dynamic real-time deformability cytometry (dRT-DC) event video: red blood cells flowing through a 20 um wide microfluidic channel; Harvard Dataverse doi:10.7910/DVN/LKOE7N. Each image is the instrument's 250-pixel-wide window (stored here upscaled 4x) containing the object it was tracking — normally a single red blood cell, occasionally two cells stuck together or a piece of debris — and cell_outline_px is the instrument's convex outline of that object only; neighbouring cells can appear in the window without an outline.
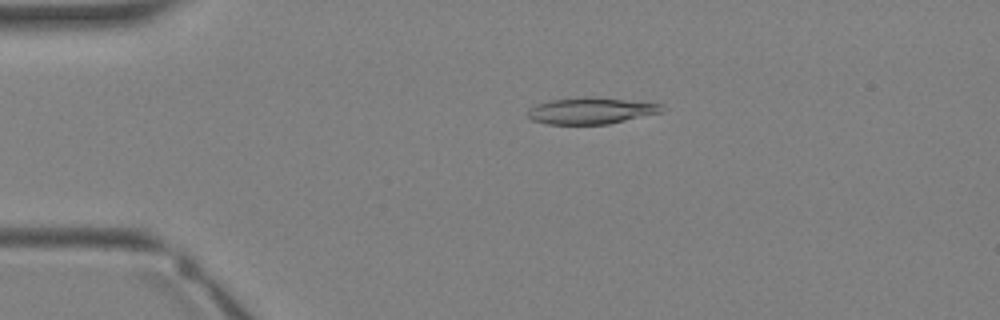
{"species": "Egyptian fruit bat (a non-hibernating species)", "species_latin": "Rousettus aegyptiacus", "temperature_condition": "warm", "stored_images_in_passage": 3, "camera_frame_rate_fps": 3000, "um_per_image_px": 0.085, "animal": {"sex": "female"}, "frame": {"image": 1, "passage_image": 2, "time_ms": 1.333, "image_size_px": [1000, 320], "cell_outline_px": [[664, 112], [608, 124], [548, 124], [532, 120], [528, 116], [528, 108], [536, 104], [548, 100], [584, 96], [592, 96], [660, 104], [664, 108]], "centroid_in_image_um": [50.21, 9.4], "position_along_channel_um": 34.8, "area_um2": 20.81}}